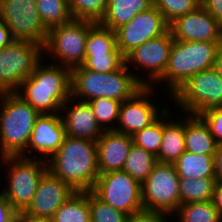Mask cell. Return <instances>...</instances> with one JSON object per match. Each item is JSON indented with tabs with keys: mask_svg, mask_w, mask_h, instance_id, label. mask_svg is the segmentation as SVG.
Returning a JSON list of instances; mask_svg holds the SVG:
<instances>
[{
	"mask_svg": "<svg viewBox=\"0 0 222 222\" xmlns=\"http://www.w3.org/2000/svg\"><path fill=\"white\" fill-rule=\"evenodd\" d=\"M152 6H154L153 0H108L105 15L99 23L105 28L116 31L138 13L147 11Z\"/></svg>",
	"mask_w": 222,
	"mask_h": 222,
	"instance_id": "obj_23",
	"label": "cell"
},
{
	"mask_svg": "<svg viewBox=\"0 0 222 222\" xmlns=\"http://www.w3.org/2000/svg\"><path fill=\"white\" fill-rule=\"evenodd\" d=\"M7 178L0 193L11 203L12 208L22 214L30 205L39 181L48 171L47 162L24 156H6L0 159Z\"/></svg>",
	"mask_w": 222,
	"mask_h": 222,
	"instance_id": "obj_6",
	"label": "cell"
},
{
	"mask_svg": "<svg viewBox=\"0 0 222 222\" xmlns=\"http://www.w3.org/2000/svg\"><path fill=\"white\" fill-rule=\"evenodd\" d=\"M154 6L163 15L168 24L178 17L195 11L201 6V0H153Z\"/></svg>",
	"mask_w": 222,
	"mask_h": 222,
	"instance_id": "obj_34",
	"label": "cell"
},
{
	"mask_svg": "<svg viewBox=\"0 0 222 222\" xmlns=\"http://www.w3.org/2000/svg\"><path fill=\"white\" fill-rule=\"evenodd\" d=\"M16 93L39 114L60 113L71 97V69L43 59Z\"/></svg>",
	"mask_w": 222,
	"mask_h": 222,
	"instance_id": "obj_2",
	"label": "cell"
},
{
	"mask_svg": "<svg viewBox=\"0 0 222 222\" xmlns=\"http://www.w3.org/2000/svg\"><path fill=\"white\" fill-rule=\"evenodd\" d=\"M88 102L99 126L103 130H115L122 102L111 98H97Z\"/></svg>",
	"mask_w": 222,
	"mask_h": 222,
	"instance_id": "obj_31",
	"label": "cell"
},
{
	"mask_svg": "<svg viewBox=\"0 0 222 222\" xmlns=\"http://www.w3.org/2000/svg\"><path fill=\"white\" fill-rule=\"evenodd\" d=\"M91 222H126L128 215L97 198L89 191Z\"/></svg>",
	"mask_w": 222,
	"mask_h": 222,
	"instance_id": "obj_35",
	"label": "cell"
},
{
	"mask_svg": "<svg viewBox=\"0 0 222 222\" xmlns=\"http://www.w3.org/2000/svg\"><path fill=\"white\" fill-rule=\"evenodd\" d=\"M126 222H173V217L167 213L143 209L128 215Z\"/></svg>",
	"mask_w": 222,
	"mask_h": 222,
	"instance_id": "obj_38",
	"label": "cell"
},
{
	"mask_svg": "<svg viewBox=\"0 0 222 222\" xmlns=\"http://www.w3.org/2000/svg\"><path fill=\"white\" fill-rule=\"evenodd\" d=\"M142 87L126 64L109 73L90 71L82 65L71 69V97L81 101L111 98L123 102Z\"/></svg>",
	"mask_w": 222,
	"mask_h": 222,
	"instance_id": "obj_4",
	"label": "cell"
},
{
	"mask_svg": "<svg viewBox=\"0 0 222 222\" xmlns=\"http://www.w3.org/2000/svg\"><path fill=\"white\" fill-rule=\"evenodd\" d=\"M180 113L199 115L222 107V78L214 68L200 71L190 77L169 100Z\"/></svg>",
	"mask_w": 222,
	"mask_h": 222,
	"instance_id": "obj_8",
	"label": "cell"
},
{
	"mask_svg": "<svg viewBox=\"0 0 222 222\" xmlns=\"http://www.w3.org/2000/svg\"><path fill=\"white\" fill-rule=\"evenodd\" d=\"M125 64L123 55L85 56L82 66L90 71L109 73L120 69Z\"/></svg>",
	"mask_w": 222,
	"mask_h": 222,
	"instance_id": "obj_36",
	"label": "cell"
},
{
	"mask_svg": "<svg viewBox=\"0 0 222 222\" xmlns=\"http://www.w3.org/2000/svg\"><path fill=\"white\" fill-rule=\"evenodd\" d=\"M17 214L11 203L0 193V222H13Z\"/></svg>",
	"mask_w": 222,
	"mask_h": 222,
	"instance_id": "obj_40",
	"label": "cell"
},
{
	"mask_svg": "<svg viewBox=\"0 0 222 222\" xmlns=\"http://www.w3.org/2000/svg\"><path fill=\"white\" fill-rule=\"evenodd\" d=\"M95 24L88 20L73 19L49 29L43 46L44 59L70 69L81 66L84 63L87 35Z\"/></svg>",
	"mask_w": 222,
	"mask_h": 222,
	"instance_id": "obj_7",
	"label": "cell"
},
{
	"mask_svg": "<svg viewBox=\"0 0 222 222\" xmlns=\"http://www.w3.org/2000/svg\"><path fill=\"white\" fill-rule=\"evenodd\" d=\"M75 192L68 183L47 171L39 181L30 205L22 214L30 219L50 221L55 211Z\"/></svg>",
	"mask_w": 222,
	"mask_h": 222,
	"instance_id": "obj_16",
	"label": "cell"
},
{
	"mask_svg": "<svg viewBox=\"0 0 222 222\" xmlns=\"http://www.w3.org/2000/svg\"><path fill=\"white\" fill-rule=\"evenodd\" d=\"M185 150L194 154L214 155L218 144L199 115L185 114Z\"/></svg>",
	"mask_w": 222,
	"mask_h": 222,
	"instance_id": "obj_22",
	"label": "cell"
},
{
	"mask_svg": "<svg viewBox=\"0 0 222 222\" xmlns=\"http://www.w3.org/2000/svg\"><path fill=\"white\" fill-rule=\"evenodd\" d=\"M212 203L218 210L220 217L222 218V183H216L213 191Z\"/></svg>",
	"mask_w": 222,
	"mask_h": 222,
	"instance_id": "obj_43",
	"label": "cell"
},
{
	"mask_svg": "<svg viewBox=\"0 0 222 222\" xmlns=\"http://www.w3.org/2000/svg\"><path fill=\"white\" fill-rule=\"evenodd\" d=\"M123 55L117 47L116 32L96 23L88 32L85 56Z\"/></svg>",
	"mask_w": 222,
	"mask_h": 222,
	"instance_id": "obj_26",
	"label": "cell"
},
{
	"mask_svg": "<svg viewBox=\"0 0 222 222\" xmlns=\"http://www.w3.org/2000/svg\"><path fill=\"white\" fill-rule=\"evenodd\" d=\"M91 192L127 215L143 210L141 184L123 170L100 174Z\"/></svg>",
	"mask_w": 222,
	"mask_h": 222,
	"instance_id": "obj_12",
	"label": "cell"
},
{
	"mask_svg": "<svg viewBox=\"0 0 222 222\" xmlns=\"http://www.w3.org/2000/svg\"><path fill=\"white\" fill-rule=\"evenodd\" d=\"M13 222H50V221L30 219V218L24 216L23 214H17L14 217Z\"/></svg>",
	"mask_w": 222,
	"mask_h": 222,
	"instance_id": "obj_45",
	"label": "cell"
},
{
	"mask_svg": "<svg viewBox=\"0 0 222 222\" xmlns=\"http://www.w3.org/2000/svg\"><path fill=\"white\" fill-rule=\"evenodd\" d=\"M15 39L12 37V33L5 23L0 21V49H3Z\"/></svg>",
	"mask_w": 222,
	"mask_h": 222,
	"instance_id": "obj_42",
	"label": "cell"
},
{
	"mask_svg": "<svg viewBox=\"0 0 222 222\" xmlns=\"http://www.w3.org/2000/svg\"><path fill=\"white\" fill-rule=\"evenodd\" d=\"M0 21L15 40L34 41L44 46L48 30L40 20L36 0H0Z\"/></svg>",
	"mask_w": 222,
	"mask_h": 222,
	"instance_id": "obj_14",
	"label": "cell"
},
{
	"mask_svg": "<svg viewBox=\"0 0 222 222\" xmlns=\"http://www.w3.org/2000/svg\"><path fill=\"white\" fill-rule=\"evenodd\" d=\"M68 4L73 19L99 23L105 15L108 0H68Z\"/></svg>",
	"mask_w": 222,
	"mask_h": 222,
	"instance_id": "obj_32",
	"label": "cell"
},
{
	"mask_svg": "<svg viewBox=\"0 0 222 222\" xmlns=\"http://www.w3.org/2000/svg\"><path fill=\"white\" fill-rule=\"evenodd\" d=\"M214 167L216 182L222 183V145H218L214 154Z\"/></svg>",
	"mask_w": 222,
	"mask_h": 222,
	"instance_id": "obj_41",
	"label": "cell"
},
{
	"mask_svg": "<svg viewBox=\"0 0 222 222\" xmlns=\"http://www.w3.org/2000/svg\"><path fill=\"white\" fill-rule=\"evenodd\" d=\"M174 40L221 42L222 25L202 6L169 24Z\"/></svg>",
	"mask_w": 222,
	"mask_h": 222,
	"instance_id": "obj_18",
	"label": "cell"
},
{
	"mask_svg": "<svg viewBox=\"0 0 222 222\" xmlns=\"http://www.w3.org/2000/svg\"><path fill=\"white\" fill-rule=\"evenodd\" d=\"M47 167L75 191H91L100 175L96 142L65 135L57 152L47 161Z\"/></svg>",
	"mask_w": 222,
	"mask_h": 222,
	"instance_id": "obj_1",
	"label": "cell"
},
{
	"mask_svg": "<svg viewBox=\"0 0 222 222\" xmlns=\"http://www.w3.org/2000/svg\"><path fill=\"white\" fill-rule=\"evenodd\" d=\"M163 113V136L156 156L158 163L173 164L185 152V113L174 114L171 104ZM173 114V115H172ZM179 114V116H178ZM184 114V115H183ZM177 115V117L175 116ZM175 117V118H174Z\"/></svg>",
	"mask_w": 222,
	"mask_h": 222,
	"instance_id": "obj_21",
	"label": "cell"
},
{
	"mask_svg": "<svg viewBox=\"0 0 222 222\" xmlns=\"http://www.w3.org/2000/svg\"><path fill=\"white\" fill-rule=\"evenodd\" d=\"M172 217L173 222H222L212 201L180 204Z\"/></svg>",
	"mask_w": 222,
	"mask_h": 222,
	"instance_id": "obj_30",
	"label": "cell"
},
{
	"mask_svg": "<svg viewBox=\"0 0 222 222\" xmlns=\"http://www.w3.org/2000/svg\"><path fill=\"white\" fill-rule=\"evenodd\" d=\"M44 59L43 45L14 40L0 49V92H16Z\"/></svg>",
	"mask_w": 222,
	"mask_h": 222,
	"instance_id": "obj_9",
	"label": "cell"
},
{
	"mask_svg": "<svg viewBox=\"0 0 222 222\" xmlns=\"http://www.w3.org/2000/svg\"><path fill=\"white\" fill-rule=\"evenodd\" d=\"M50 222H91L89 191H76L56 211Z\"/></svg>",
	"mask_w": 222,
	"mask_h": 222,
	"instance_id": "obj_25",
	"label": "cell"
},
{
	"mask_svg": "<svg viewBox=\"0 0 222 222\" xmlns=\"http://www.w3.org/2000/svg\"><path fill=\"white\" fill-rule=\"evenodd\" d=\"M36 8L47 30L73 20L68 0H36Z\"/></svg>",
	"mask_w": 222,
	"mask_h": 222,
	"instance_id": "obj_29",
	"label": "cell"
},
{
	"mask_svg": "<svg viewBox=\"0 0 222 222\" xmlns=\"http://www.w3.org/2000/svg\"><path fill=\"white\" fill-rule=\"evenodd\" d=\"M218 145H222V107H215L199 114Z\"/></svg>",
	"mask_w": 222,
	"mask_h": 222,
	"instance_id": "obj_37",
	"label": "cell"
},
{
	"mask_svg": "<svg viewBox=\"0 0 222 222\" xmlns=\"http://www.w3.org/2000/svg\"><path fill=\"white\" fill-rule=\"evenodd\" d=\"M216 183L215 178H180V204L211 201Z\"/></svg>",
	"mask_w": 222,
	"mask_h": 222,
	"instance_id": "obj_27",
	"label": "cell"
},
{
	"mask_svg": "<svg viewBox=\"0 0 222 222\" xmlns=\"http://www.w3.org/2000/svg\"><path fill=\"white\" fill-rule=\"evenodd\" d=\"M201 6L222 25V0H201Z\"/></svg>",
	"mask_w": 222,
	"mask_h": 222,
	"instance_id": "obj_39",
	"label": "cell"
},
{
	"mask_svg": "<svg viewBox=\"0 0 222 222\" xmlns=\"http://www.w3.org/2000/svg\"><path fill=\"white\" fill-rule=\"evenodd\" d=\"M213 68L217 74L222 78V49L220 48L216 54Z\"/></svg>",
	"mask_w": 222,
	"mask_h": 222,
	"instance_id": "obj_44",
	"label": "cell"
},
{
	"mask_svg": "<svg viewBox=\"0 0 222 222\" xmlns=\"http://www.w3.org/2000/svg\"><path fill=\"white\" fill-rule=\"evenodd\" d=\"M163 136V114L149 127L132 135L133 144L158 155Z\"/></svg>",
	"mask_w": 222,
	"mask_h": 222,
	"instance_id": "obj_33",
	"label": "cell"
},
{
	"mask_svg": "<svg viewBox=\"0 0 222 222\" xmlns=\"http://www.w3.org/2000/svg\"><path fill=\"white\" fill-rule=\"evenodd\" d=\"M173 164L179 178H215L214 155L185 151Z\"/></svg>",
	"mask_w": 222,
	"mask_h": 222,
	"instance_id": "obj_24",
	"label": "cell"
},
{
	"mask_svg": "<svg viewBox=\"0 0 222 222\" xmlns=\"http://www.w3.org/2000/svg\"><path fill=\"white\" fill-rule=\"evenodd\" d=\"M168 30L169 24L157 8L152 6L147 11L138 13L131 21L115 31L117 47L126 57L138 46L164 35Z\"/></svg>",
	"mask_w": 222,
	"mask_h": 222,
	"instance_id": "obj_15",
	"label": "cell"
},
{
	"mask_svg": "<svg viewBox=\"0 0 222 222\" xmlns=\"http://www.w3.org/2000/svg\"><path fill=\"white\" fill-rule=\"evenodd\" d=\"M158 91L153 86H143L131 98L124 100L115 131L132 136L156 121L169 108L166 103L160 105L161 102L154 98H162Z\"/></svg>",
	"mask_w": 222,
	"mask_h": 222,
	"instance_id": "obj_13",
	"label": "cell"
},
{
	"mask_svg": "<svg viewBox=\"0 0 222 222\" xmlns=\"http://www.w3.org/2000/svg\"><path fill=\"white\" fill-rule=\"evenodd\" d=\"M64 137L65 127L60 113L40 114L35 120L27 150L21 156L47 162L57 152Z\"/></svg>",
	"mask_w": 222,
	"mask_h": 222,
	"instance_id": "obj_17",
	"label": "cell"
},
{
	"mask_svg": "<svg viewBox=\"0 0 222 222\" xmlns=\"http://www.w3.org/2000/svg\"><path fill=\"white\" fill-rule=\"evenodd\" d=\"M220 44L221 42L174 40L164 75L153 87L160 91L165 87L166 90L164 89L162 93L166 92V96L170 99L194 74L213 68Z\"/></svg>",
	"mask_w": 222,
	"mask_h": 222,
	"instance_id": "obj_3",
	"label": "cell"
},
{
	"mask_svg": "<svg viewBox=\"0 0 222 222\" xmlns=\"http://www.w3.org/2000/svg\"><path fill=\"white\" fill-rule=\"evenodd\" d=\"M179 180L174 164L157 163L141 184L143 209L173 215L180 206Z\"/></svg>",
	"mask_w": 222,
	"mask_h": 222,
	"instance_id": "obj_11",
	"label": "cell"
},
{
	"mask_svg": "<svg viewBox=\"0 0 222 222\" xmlns=\"http://www.w3.org/2000/svg\"><path fill=\"white\" fill-rule=\"evenodd\" d=\"M157 163L153 153L133 144L122 170L142 184Z\"/></svg>",
	"mask_w": 222,
	"mask_h": 222,
	"instance_id": "obj_28",
	"label": "cell"
},
{
	"mask_svg": "<svg viewBox=\"0 0 222 222\" xmlns=\"http://www.w3.org/2000/svg\"><path fill=\"white\" fill-rule=\"evenodd\" d=\"M99 174L122 170L133 145L132 136L104 130L97 142Z\"/></svg>",
	"mask_w": 222,
	"mask_h": 222,
	"instance_id": "obj_20",
	"label": "cell"
},
{
	"mask_svg": "<svg viewBox=\"0 0 222 222\" xmlns=\"http://www.w3.org/2000/svg\"><path fill=\"white\" fill-rule=\"evenodd\" d=\"M60 115L65 127V135L97 142L104 131L96 121L87 101L70 97L62 105Z\"/></svg>",
	"mask_w": 222,
	"mask_h": 222,
	"instance_id": "obj_19",
	"label": "cell"
},
{
	"mask_svg": "<svg viewBox=\"0 0 222 222\" xmlns=\"http://www.w3.org/2000/svg\"><path fill=\"white\" fill-rule=\"evenodd\" d=\"M173 42L174 38L168 30L164 35L138 46L125 57L127 68L143 86H153L164 75Z\"/></svg>",
	"mask_w": 222,
	"mask_h": 222,
	"instance_id": "obj_10",
	"label": "cell"
},
{
	"mask_svg": "<svg viewBox=\"0 0 222 222\" xmlns=\"http://www.w3.org/2000/svg\"><path fill=\"white\" fill-rule=\"evenodd\" d=\"M40 114L16 92L0 95V159L21 156Z\"/></svg>",
	"mask_w": 222,
	"mask_h": 222,
	"instance_id": "obj_5",
	"label": "cell"
}]
</instances>
